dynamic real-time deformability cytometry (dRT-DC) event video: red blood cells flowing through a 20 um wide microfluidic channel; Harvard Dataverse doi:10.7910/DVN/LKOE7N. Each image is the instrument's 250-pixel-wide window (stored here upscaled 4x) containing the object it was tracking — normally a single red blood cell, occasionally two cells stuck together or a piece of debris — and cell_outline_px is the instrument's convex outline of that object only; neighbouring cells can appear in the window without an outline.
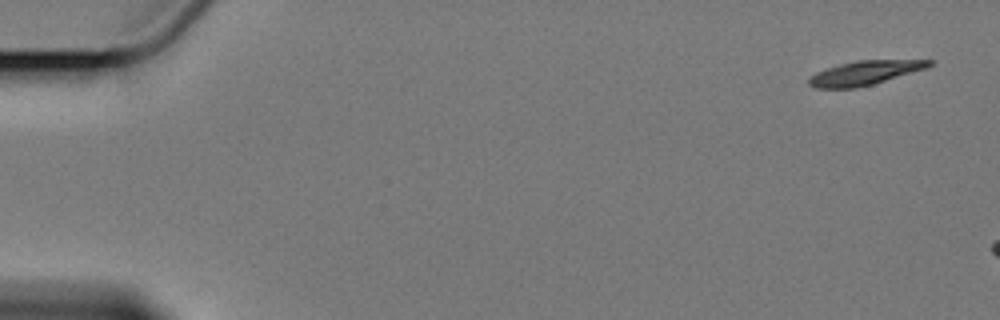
{"species": "Egyptian fruit bat (a non-hibernating species)", "species_latin": "Rousettus aegyptiacus", "temperature_condition": "cold", "stored_images_in_passage": 3, "camera_frame_rate_fps": 3000, "um_per_image_px": 0.085, "animal": {"sex": "female"}, "frame": {"image": 1, "passage_image": 1, "time_ms": 0.0, "image_size_px": [1000, 320], "cell_outline_px": [[932, 64], [924, 68], [872, 84], [856, 88], [816, 88], [808, 84], [808, 80], [816, 72], [840, 64], [860, 60], [932, 60]], "centroid_in_image_um": [73.45, 6.2], "position_along_channel_um": 11.6, "area_um2": 16.36}}